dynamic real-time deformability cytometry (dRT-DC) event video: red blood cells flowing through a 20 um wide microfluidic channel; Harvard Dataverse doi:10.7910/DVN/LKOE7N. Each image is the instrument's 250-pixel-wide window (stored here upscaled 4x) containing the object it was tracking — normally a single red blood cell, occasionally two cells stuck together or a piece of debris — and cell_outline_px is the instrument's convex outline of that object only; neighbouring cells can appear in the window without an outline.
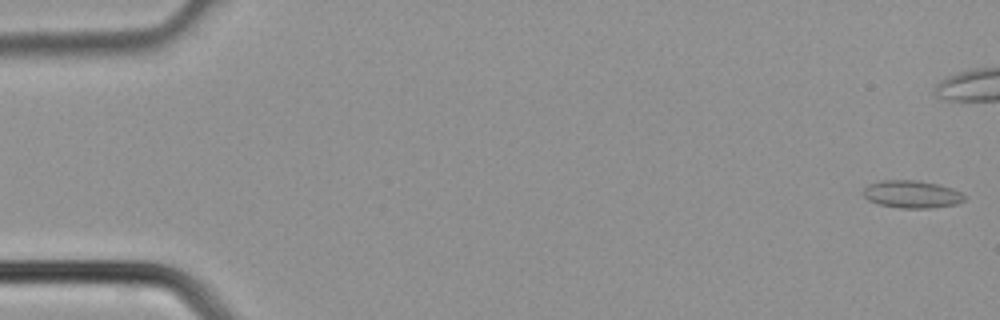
{"species": "common noctule bat (a hibernating species)", "species_latin": "Nyctalus noctula", "temperature_condition": "cold", "stored_images_in_passage": 41, "camera_frame_rate_fps": 3000, "um_per_image_px": 0.085, "animal": {"sex": "male", "body_mass_g": 21.5, "forearm_length_mm": 52.0}, "frame": {"image": 1, "passage_image": 1, "time_ms": 0.0, "image_size_px": [1000, 320], "cell_outline_px": [[964, 200], [956, 204], [932, 208], [900, 208], [880, 204], [868, 200], [864, 196], [864, 188], [868, 184], [880, 180], [916, 180], [940, 184], [952, 188], [960, 192], [964, 196]], "centroid_in_image_um": [77.5, 16.5], "position_along_channel_um": 7.5, "area_um2": 16.24}}
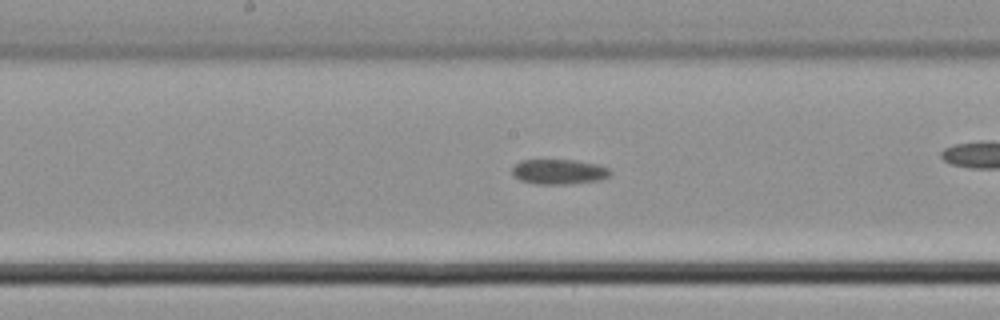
{"frame": {"image": 2, "passage_image": 21, "time_ms": 6.667, "image_size_px": [1000, 320], "cell_outline_px": [[612, 172], [608, 176], [600, 180], [572, 184], [536, 184], [520, 180], [512, 176], [512, 168], [520, 160], [576, 160], [600, 164], [608, 168]], "centroid_in_image_um": [47.51, 14.6], "position_along_channel_um": 200.7, "area_um2": 14.51}}
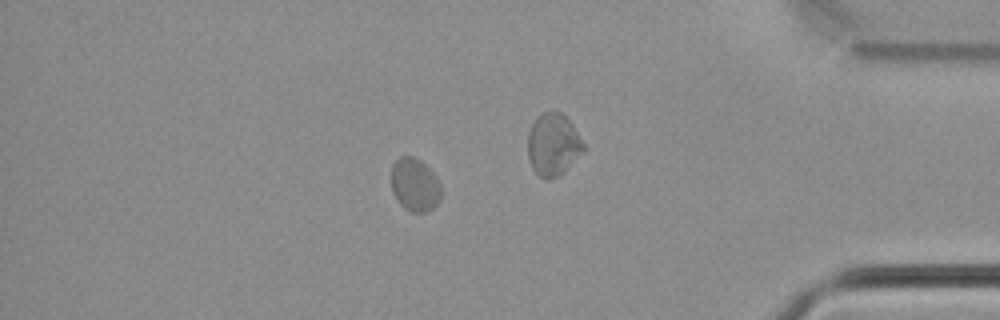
{"frame": {"image": 3, "passage_image": 35, "time_ms": 11.333, "image_size_px": [1000, 320], "cell_outline_px": [[440, 200], [432, 208], [424, 212], [412, 212], [404, 208], [400, 204], [392, 192], [392, 164], [400, 156], [412, 156], [420, 160], [432, 172], [440, 184]], "centroid_in_image_um": [35.24, 15.7], "position_along_channel_um": 400.0, "area_um2": 15.26}}